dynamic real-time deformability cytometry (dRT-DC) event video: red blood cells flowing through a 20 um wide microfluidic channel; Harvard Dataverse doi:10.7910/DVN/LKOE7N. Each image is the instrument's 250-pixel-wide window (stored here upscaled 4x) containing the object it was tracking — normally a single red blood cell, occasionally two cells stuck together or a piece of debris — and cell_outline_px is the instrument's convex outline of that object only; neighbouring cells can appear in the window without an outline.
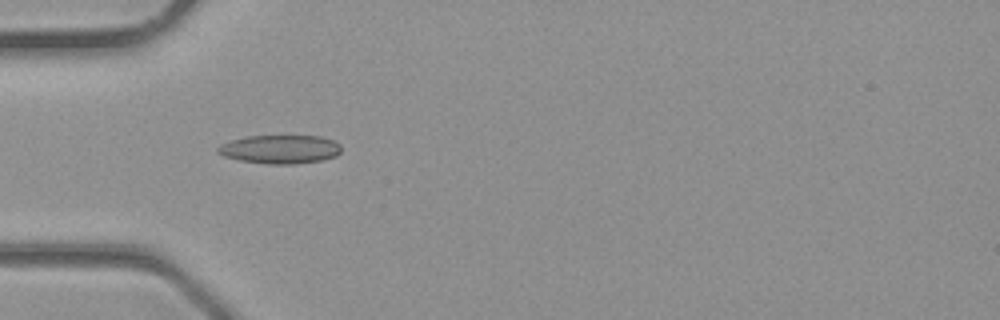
{"species": "common noctule bat (a hibernating species)", "species_latin": "Nyctalus noctula", "temperature_condition": "room temperature", "stored_images_in_passage": 2, "camera_frame_rate_fps": 3000, "um_per_image_px": 0.085, "animal": {"sex": "male", "body_mass_g": 23.1, "forearm_length_mm": 52.7}, "frame": {"image": 1, "passage_image": 2, "time_ms": 0.333, "image_size_px": [1000, 320], "cell_outline_px": [[340, 152], [336, 156], [320, 160], [292, 164], [268, 164], [240, 160], [224, 156], [216, 152], [216, 148], [220, 144], [232, 140], [248, 136], [320, 136], [332, 140], [340, 144]], "centroid_in_image_um": [23.78, 12.68], "position_along_channel_um": 61.2, "area_um2": 20.46}}